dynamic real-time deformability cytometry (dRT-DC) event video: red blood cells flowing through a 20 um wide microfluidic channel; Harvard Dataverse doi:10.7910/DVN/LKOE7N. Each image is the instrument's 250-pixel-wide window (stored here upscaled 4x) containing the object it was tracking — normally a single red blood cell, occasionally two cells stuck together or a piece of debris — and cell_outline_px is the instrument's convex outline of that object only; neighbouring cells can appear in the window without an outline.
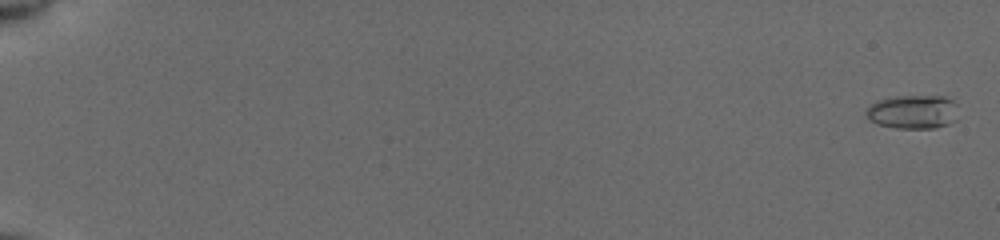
{"species": "common noctule bat (a hibernating species)", "species_latin": "Nyctalus noctula", "temperature_condition": "cold", "stored_images_in_passage": 56, "camera_frame_rate_fps": 3000, "um_per_image_px": 0.085, "animal": {"sex": "female", "body_mass_g": 19.5, "forearm_length_mm": 54.1}, "frame": {"image": 1, "passage_image": 2, "time_ms": 0.333, "image_size_px": [1000, 240], "cell_outline_px": [[956, 120], [948, 124], [936, 128], [896, 128], [876, 124], [864, 112], [876, 100], [896, 96], [944, 96], [952, 100], [956, 104]], "centroid_in_image_um": [77.6, 9.51], "position_along_channel_um": 7.4, "area_um2": 18.15}}
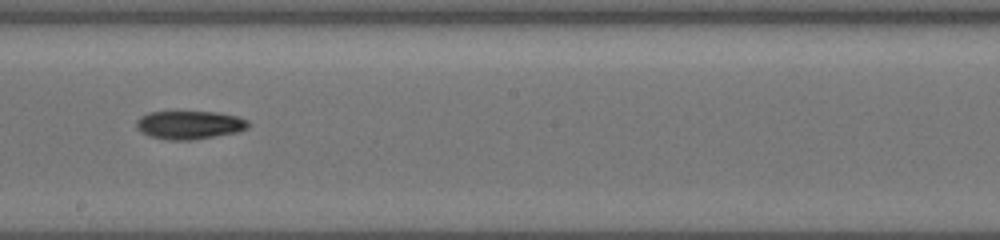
{"frame": {"image": 2, "passage_image": 35, "time_ms": 11.333, "image_size_px": [1000, 240], "cell_outline_px": [[248, 128], [236, 132], [192, 140], [168, 140], [148, 136], [140, 132], [136, 128], [136, 120], [140, 116], [148, 112], [216, 112], [236, 116], [248, 120]], "centroid_in_image_um": [16.05, 10.62], "position_along_channel_um": 232.2, "area_um2": 18.5}}
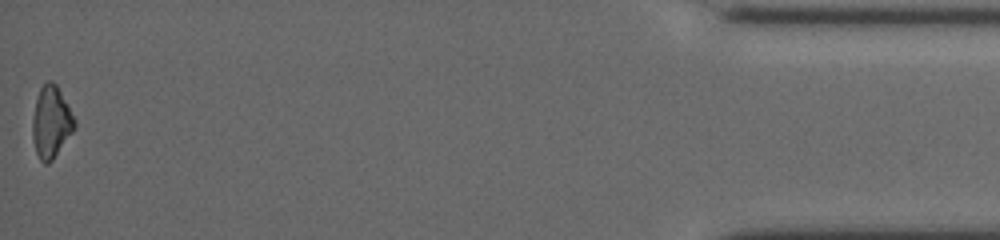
{"frame": {"image": 3, "passage_image": 56, "time_ms": 18.333, "image_size_px": [1000, 240], "cell_outline_px": [[76, 124], [72, 132], [52, 160], [48, 164], [44, 164], [40, 160], [36, 152], [32, 140], [32, 120], [36, 100], [40, 88], [48, 80], [52, 80], [56, 84], [76, 120]], "centroid_in_image_um": [4.33, 10.38], "position_along_channel_um": 430.9, "area_um2": 17.46}, "authors_computed_cell_mechanics": {"area_um2": 17.7735, "velocity_mm_per_s": 3.9456, "shape_relaxation_time_tau1_ms": 5.2667, "shape_relaxation_time_tau2_ms": null, "deformation_change_tau1": 0.1535, "deformation_change_tau2": null}}